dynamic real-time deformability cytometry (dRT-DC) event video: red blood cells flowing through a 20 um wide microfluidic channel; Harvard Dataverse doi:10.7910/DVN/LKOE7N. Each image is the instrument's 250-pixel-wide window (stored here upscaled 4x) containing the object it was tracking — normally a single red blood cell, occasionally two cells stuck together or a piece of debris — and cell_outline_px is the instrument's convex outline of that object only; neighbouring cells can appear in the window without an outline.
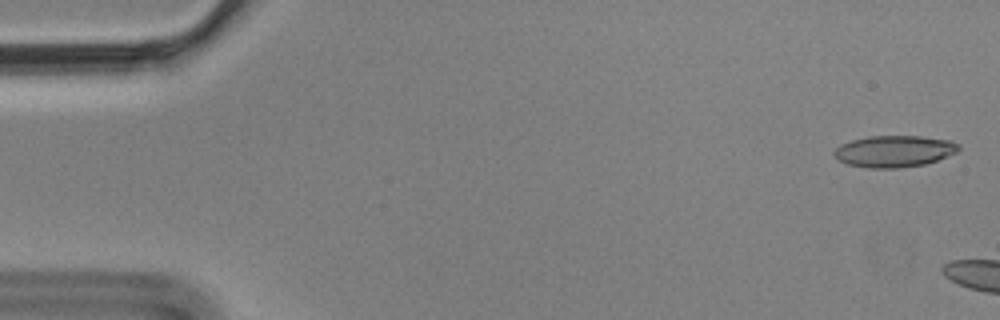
{"species": "Egyptian fruit bat (a non-hibernating species)", "species_latin": "Rousettus aegyptiacus", "temperature_condition": "cold", "stored_images_in_passage": 3, "camera_frame_rate_fps": 3000, "um_per_image_px": 0.085, "animal": {"sex": "male"}, "frame": {"image": 1, "passage_image": 1, "time_ms": 0.0, "image_size_px": [1000, 320], "cell_outline_px": [[960, 148], [956, 152], [936, 160], [924, 164], [900, 168], [868, 168], [848, 164], [840, 160], [832, 152], [840, 144], [852, 140], [868, 136], [920, 136], [952, 140], [960, 144]], "centroid_in_image_um": [76.02, 12.85], "position_along_channel_um": 9.0, "area_um2": 22.89}}